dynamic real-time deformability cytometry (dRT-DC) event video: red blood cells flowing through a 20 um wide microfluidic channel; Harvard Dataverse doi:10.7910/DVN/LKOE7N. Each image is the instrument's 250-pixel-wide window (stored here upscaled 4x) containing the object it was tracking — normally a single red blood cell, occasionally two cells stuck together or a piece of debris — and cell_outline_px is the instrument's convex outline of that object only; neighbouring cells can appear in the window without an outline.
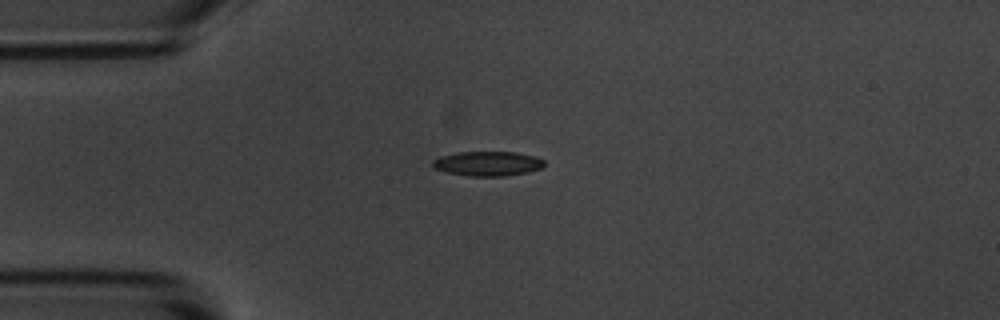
{"species": "common noctule bat (a hibernating species)", "species_latin": "Nyctalus noctula", "temperature_condition": "room temperature", "stored_images_in_passage": 3, "camera_frame_rate_fps": 3000, "um_per_image_px": 0.085, "animal": {"sex": "male", "body_mass_g": 20.1, "forearm_length_mm": 53.5}, "frame": {"image": 1, "passage_image": 1, "time_ms": 0.0, "image_size_px": [1000, 320], "cell_outline_px": [[544, 164], [540, 168], [528, 172], [504, 176], [468, 176], [444, 172], [432, 168], [432, 160], [440, 156], [456, 152], [516, 152], [532, 156], [544, 160]], "centroid_in_image_um": [41.38, 13.91], "position_along_channel_um": 43.6, "area_um2": 16.07}}
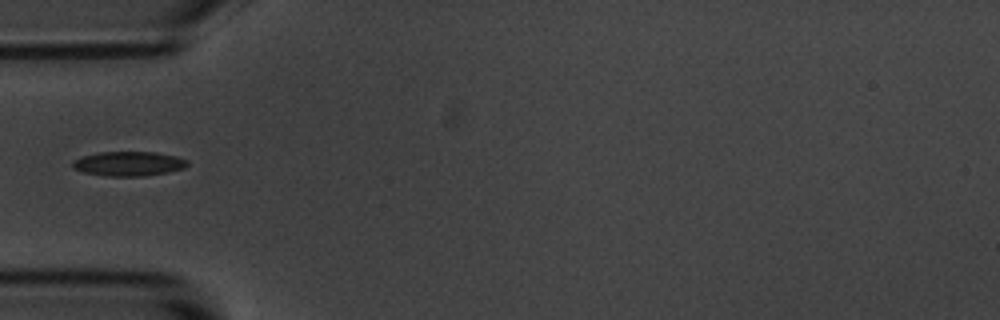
{"frame": {"image": 2, "passage_image": 2, "time_ms": 0.333, "image_size_px": [1000, 320], "cell_outline_px": [[188, 164], [184, 168], [168, 172], [144, 176], [108, 176], [84, 172], [72, 168], [72, 160], [84, 156], [100, 152], [156, 152], [176, 156], [188, 160]], "centroid_in_image_um": [10.94, 13.91], "position_along_channel_um": 74.1, "area_um2": 16.36}}